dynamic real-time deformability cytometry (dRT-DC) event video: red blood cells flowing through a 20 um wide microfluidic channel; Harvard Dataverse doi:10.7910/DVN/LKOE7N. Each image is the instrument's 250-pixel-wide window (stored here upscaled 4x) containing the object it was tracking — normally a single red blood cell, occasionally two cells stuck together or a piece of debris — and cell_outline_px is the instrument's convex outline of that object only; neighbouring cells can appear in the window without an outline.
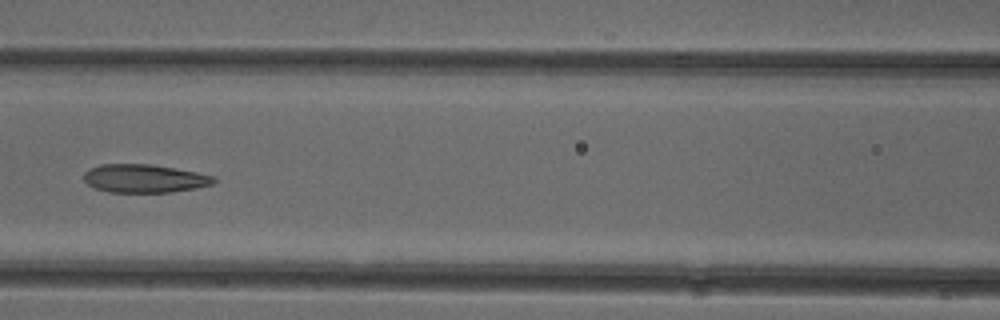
{"species": "common noctule bat (a hibernating species)", "species_latin": "Nyctalus noctula", "temperature_condition": "cold", "stored_images_in_passage": 6, "camera_frame_rate_fps": 3000, "um_per_image_px": 0.085, "animal": {"sex": "female"}, "frame": {"image": 1, "passage_image": 6, "time_ms": 6.667, "image_size_px": [1000, 320], "cell_outline_px": [[216, 180], [212, 184], [196, 188], [172, 192], [108, 192], [96, 188], [88, 184], [84, 180], [84, 172], [100, 164], [152, 164], [196, 172], [216, 176]], "centroid_in_image_um": [12.29, 15.17], "position_along_channel_um": 154.3, "area_um2": 21.39}}